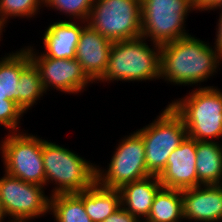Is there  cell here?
I'll return each mask as SVG.
<instances>
[{
	"instance_id": "1",
	"label": "cell",
	"mask_w": 222,
	"mask_h": 222,
	"mask_svg": "<svg viewBox=\"0 0 222 222\" xmlns=\"http://www.w3.org/2000/svg\"><path fill=\"white\" fill-rule=\"evenodd\" d=\"M221 61L212 45L190 34L161 45L160 79L173 85L200 86L217 73Z\"/></svg>"
},
{
	"instance_id": "2",
	"label": "cell",
	"mask_w": 222,
	"mask_h": 222,
	"mask_svg": "<svg viewBox=\"0 0 222 222\" xmlns=\"http://www.w3.org/2000/svg\"><path fill=\"white\" fill-rule=\"evenodd\" d=\"M146 40L140 36L113 42L106 72L99 82L160 80L161 45L149 46Z\"/></svg>"
},
{
	"instance_id": "3",
	"label": "cell",
	"mask_w": 222,
	"mask_h": 222,
	"mask_svg": "<svg viewBox=\"0 0 222 222\" xmlns=\"http://www.w3.org/2000/svg\"><path fill=\"white\" fill-rule=\"evenodd\" d=\"M169 105L183 119L188 137L213 142L222 137V90L200 86Z\"/></svg>"
},
{
	"instance_id": "4",
	"label": "cell",
	"mask_w": 222,
	"mask_h": 222,
	"mask_svg": "<svg viewBox=\"0 0 222 222\" xmlns=\"http://www.w3.org/2000/svg\"><path fill=\"white\" fill-rule=\"evenodd\" d=\"M72 151L50 140H43L45 186L50 183L56 185L51 190L50 196L78 193L90 188L96 182V164Z\"/></svg>"
},
{
	"instance_id": "5",
	"label": "cell",
	"mask_w": 222,
	"mask_h": 222,
	"mask_svg": "<svg viewBox=\"0 0 222 222\" xmlns=\"http://www.w3.org/2000/svg\"><path fill=\"white\" fill-rule=\"evenodd\" d=\"M136 131L145 145L147 171L156 176L166 168L170 154L188 136L183 119L169 104L152 123Z\"/></svg>"
},
{
	"instance_id": "6",
	"label": "cell",
	"mask_w": 222,
	"mask_h": 222,
	"mask_svg": "<svg viewBox=\"0 0 222 222\" xmlns=\"http://www.w3.org/2000/svg\"><path fill=\"white\" fill-rule=\"evenodd\" d=\"M193 10V0H141V36L160 45L186 37Z\"/></svg>"
},
{
	"instance_id": "7",
	"label": "cell",
	"mask_w": 222,
	"mask_h": 222,
	"mask_svg": "<svg viewBox=\"0 0 222 222\" xmlns=\"http://www.w3.org/2000/svg\"><path fill=\"white\" fill-rule=\"evenodd\" d=\"M43 140L23 130L8 133L0 143L5 173L28 183L45 186Z\"/></svg>"
},
{
	"instance_id": "8",
	"label": "cell",
	"mask_w": 222,
	"mask_h": 222,
	"mask_svg": "<svg viewBox=\"0 0 222 222\" xmlns=\"http://www.w3.org/2000/svg\"><path fill=\"white\" fill-rule=\"evenodd\" d=\"M87 23L109 40L141 36V0H95Z\"/></svg>"
},
{
	"instance_id": "9",
	"label": "cell",
	"mask_w": 222,
	"mask_h": 222,
	"mask_svg": "<svg viewBox=\"0 0 222 222\" xmlns=\"http://www.w3.org/2000/svg\"><path fill=\"white\" fill-rule=\"evenodd\" d=\"M126 136L115 147L107 170L96 165V182L102 187L120 189L127 183L151 176L146 167L145 145L141 135L134 131Z\"/></svg>"
},
{
	"instance_id": "10",
	"label": "cell",
	"mask_w": 222,
	"mask_h": 222,
	"mask_svg": "<svg viewBox=\"0 0 222 222\" xmlns=\"http://www.w3.org/2000/svg\"><path fill=\"white\" fill-rule=\"evenodd\" d=\"M44 189L45 186L4 173L0 178V197L8 222H28L49 213L50 197L45 195Z\"/></svg>"
},
{
	"instance_id": "11",
	"label": "cell",
	"mask_w": 222,
	"mask_h": 222,
	"mask_svg": "<svg viewBox=\"0 0 222 222\" xmlns=\"http://www.w3.org/2000/svg\"><path fill=\"white\" fill-rule=\"evenodd\" d=\"M24 48L28 51L31 62L38 69L46 92L52 88L65 94H78L94 83L75 58L56 59L46 57L42 52L39 54L32 45Z\"/></svg>"
},
{
	"instance_id": "12",
	"label": "cell",
	"mask_w": 222,
	"mask_h": 222,
	"mask_svg": "<svg viewBox=\"0 0 222 222\" xmlns=\"http://www.w3.org/2000/svg\"><path fill=\"white\" fill-rule=\"evenodd\" d=\"M196 148L197 141L187 136L170 154L166 168L158 176L164 188L183 190L198 186Z\"/></svg>"
},
{
	"instance_id": "13",
	"label": "cell",
	"mask_w": 222,
	"mask_h": 222,
	"mask_svg": "<svg viewBox=\"0 0 222 222\" xmlns=\"http://www.w3.org/2000/svg\"><path fill=\"white\" fill-rule=\"evenodd\" d=\"M181 194L184 220L222 222V184L183 189Z\"/></svg>"
},
{
	"instance_id": "14",
	"label": "cell",
	"mask_w": 222,
	"mask_h": 222,
	"mask_svg": "<svg viewBox=\"0 0 222 222\" xmlns=\"http://www.w3.org/2000/svg\"><path fill=\"white\" fill-rule=\"evenodd\" d=\"M112 44L113 41L102 36L88 23L83 27L77 44L75 59L95 83L106 72Z\"/></svg>"
},
{
	"instance_id": "15",
	"label": "cell",
	"mask_w": 222,
	"mask_h": 222,
	"mask_svg": "<svg viewBox=\"0 0 222 222\" xmlns=\"http://www.w3.org/2000/svg\"><path fill=\"white\" fill-rule=\"evenodd\" d=\"M86 24V21L74 20H61L50 24L43 35L45 50L42 54L56 59H74L81 31Z\"/></svg>"
},
{
	"instance_id": "16",
	"label": "cell",
	"mask_w": 222,
	"mask_h": 222,
	"mask_svg": "<svg viewBox=\"0 0 222 222\" xmlns=\"http://www.w3.org/2000/svg\"><path fill=\"white\" fill-rule=\"evenodd\" d=\"M162 187L156 175L127 183L119 189L121 206L139 221L144 222L150 214L155 195Z\"/></svg>"
},
{
	"instance_id": "17",
	"label": "cell",
	"mask_w": 222,
	"mask_h": 222,
	"mask_svg": "<svg viewBox=\"0 0 222 222\" xmlns=\"http://www.w3.org/2000/svg\"><path fill=\"white\" fill-rule=\"evenodd\" d=\"M82 201L92 222H103L121 206L119 189H109L95 182L90 188L75 193Z\"/></svg>"
},
{
	"instance_id": "18",
	"label": "cell",
	"mask_w": 222,
	"mask_h": 222,
	"mask_svg": "<svg viewBox=\"0 0 222 222\" xmlns=\"http://www.w3.org/2000/svg\"><path fill=\"white\" fill-rule=\"evenodd\" d=\"M196 171L198 186L222 184V144L218 141H197Z\"/></svg>"
},
{
	"instance_id": "19",
	"label": "cell",
	"mask_w": 222,
	"mask_h": 222,
	"mask_svg": "<svg viewBox=\"0 0 222 222\" xmlns=\"http://www.w3.org/2000/svg\"><path fill=\"white\" fill-rule=\"evenodd\" d=\"M30 63L29 53L23 47L0 58V98L10 99L19 105L20 74Z\"/></svg>"
},
{
	"instance_id": "20",
	"label": "cell",
	"mask_w": 222,
	"mask_h": 222,
	"mask_svg": "<svg viewBox=\"0 0 222 222\" xmlns=\"http://www.w3.org/2000/svg\"><path fill=\"white\" fill-rule=\"evenodd\" d=\"M181 190L162 187L152 203L149 216L144 222L183 221Z\"/></svg>"
},
{
	"instance_id": "21",
	"label": "cell",
	"mask_w": 222,
	"mask_h": 222,
	"mask_svg": "<svg viewBox=\"0 0 222 222\" xmlns=\"http://www.w3.org/2000/svg\"><path fill=\"white\" fill-rule=\"evenodd\" d=\"M49 213L56 222H92L83 201L75 193L50 196Z\"/></svg>"
},
{
	"instance_id": "22",
	"label": "cell",
	"mask_w": 222,
	"mask_h": 222,
	"mask_svg": "<svg viewBox=\"0 0 222 222\" xmlns=\"http://www.w3.org/2000/svg\"><path fill=\"white\" fill-rule=\"evenodd\" d=\"M19 106L22 110H30L46 91L40 79L38 69L31 62L20 74L18 82Z\"/></svg>"
},
{
	"instance_id": "23",
	"label": "cell",
	"mask_w": 222,
	"mask_h": 222,
	"mask_svg": "<svg viewBox=\"0 0 222 222\" xmlns=\"http://www.w3.org/2000/svg\"><path fill=\"white\" fill-rule=\"evenodd\" d=\"M43 4L44 0H0V28L5 30L10 18H34Z\"/></svg>"
},
{
	"instance_id": "24",
	"label": "cell",
	"mask_w": 222,
	"mask_h": 222,
	"mask_svg": "<svg viewBox=\"0 0 222 222\" xmlns=\"http://www.w3.org/2000/svg\"><path fill=\"white\" fill-rule=\"evenodd\" d=\"M95 0H44V7L60 11L75 21H88ZM66 13V14H65Z\"/></svg>"
},
{
	"instance_id": "25",
	"label": "cell",
	"mask_w": 222,
	"mask_h": 222,
	"mask_svg": "<svg viewBox=\"0 0 222 222\" xmlns=\"http://www.w3.org/2000/svg\"><path fill=\"white\" fill-rule=\"evenodd\" d=\"M24 113L16 102L0 98V126L7 128L9 133L21 131L18 126Z\"/></svg>"
},
{
	"instance_id": "26",
	"label": "cell",
	"mask_w": 222,
	"mask_h": 222,
	"mask_svg": "<svg viewBox=\"0 0 222 222\" xmlns=\"http://www.w3.org/2000/svg\"><path fill=\"white\" fill-rule=\"evenodd\" d=\"M103 222H141L122 206L115 210Z\"/></svg>"
},
{
	"instance_id": "27",
	"label": "cell",
	"mask_w": 222,
	"mask_h": 222,
	"mask_svg": "<svg viewBox=\"0 0 222 222\" xmlns=\"http://www.w3.org/2000/svg\"><path fill=\"white\" fill-rule=\"evenodd\" d=\"M194 11H210L222 6V0H193Z\"/></svg>"
},
{
	"instance_id": "28",
	"label": "cell",
	"mask_w": 222,
	"mask_h": 222,
	"mask_svg": "<svg viewBox=\"0 0 222 222\" xmlns=\"http://www.w3.org/2000/svg\"><path fill=\"white\" fill-rule=\"evenodd\" d=\"M217 10H220V15H219V19H218V24L216 26V38L215 42H214V48L218 51V53L222 56V6H219L216 8ZM218 27V28H217Z\"/></svg>"
},
{
	"instance_id": "29",
	"label": "cell",
	"mask_w": 222,
	"mask_h": 222,
	"mask_svg": "<svg viewBox=\"0 0 222 222\" xmlns=\"http://www.w3.org/2000/svg\"><path fill=\"white\" fill-rule=\"evenodd\" d=\"M4 220H5V211L0 197V222H5Z\"/></svg>"
},
{
	"instance_id": "30",
	"label": "cell",
	"mask_w": 222,
	"mask_h": 222,
	"mask_svg": "<svg viewBox=\"0 0 222 222\" xmlns=\"http://www.w3.org/2000/svg\"><path fill=\"white\" fill-rule=\"evenodd\" d=\"M3 31H4V30H3L2 28H0V41H2V40H1V37H3V36H1V35H3Z\"/></svg>"
}]
</instances>
